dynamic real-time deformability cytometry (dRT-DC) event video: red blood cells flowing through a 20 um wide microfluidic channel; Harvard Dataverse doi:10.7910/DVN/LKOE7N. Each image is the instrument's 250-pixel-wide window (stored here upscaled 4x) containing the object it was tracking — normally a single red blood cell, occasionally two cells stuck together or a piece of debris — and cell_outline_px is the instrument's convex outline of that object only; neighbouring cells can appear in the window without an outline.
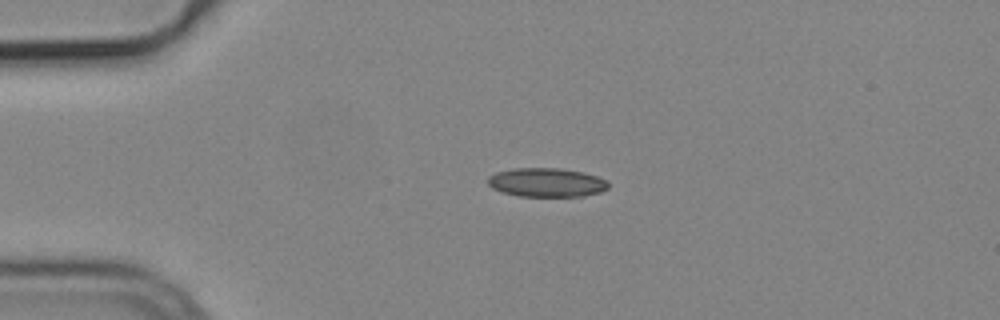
{"species": "common noctule bat (a hibernating species)", "species_latin": "Nyctalus noctula", "temperature_condition": "cold", "stored_images_in_passage": 43, "camera_frame_rate_fps": 3000, "um_per_image_px": 0.085, "animal": {"sex": "male", "body_mass_g": 19.2, "forearm_length_mm": 51.8}, "frame": {"image": 1, "passage_image": 1, "time_ms": 0.0, "image_size_px": [1000, 320], "cell_outline_px": [[608, 188], [600, 192], [584, 196], [520, 196], [504, 192], [492, 188], [488, 184], [488, 176], [496, 172], [512, 168], [560, 168], [584, 172], [608, 180]], "centroid_in_image_um": [46.47, 15.5], "position_along_channel_um": 38.5, "area_um2": 20.35}}
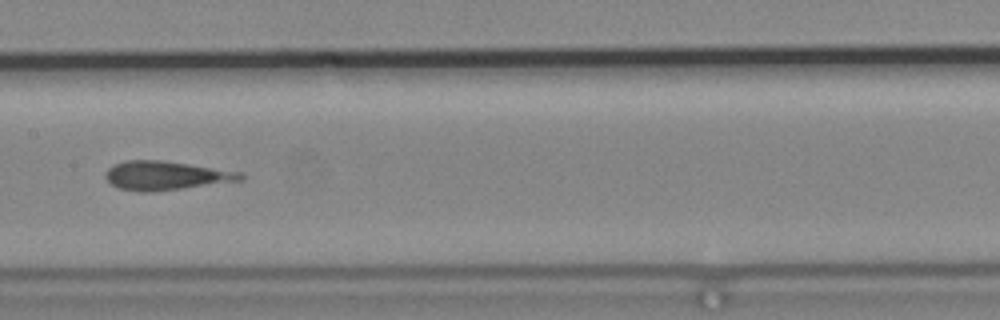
{"frame": {"image": 2, "passage_image": 16, "time_ms": 5.0, "image_size_px": [1000, 320], "cell_outline_px": [[244, 180], [152, 192], [144, 192], [120, 188], [112, 184], [104, 176], [108, 168], [112, 164], [124, 160], [160, 160], [244, 172]], "centroid_in_image_um": [14.1, 14.91], "position_along_channel_um": 193.3, "area_um2": 22.66}}
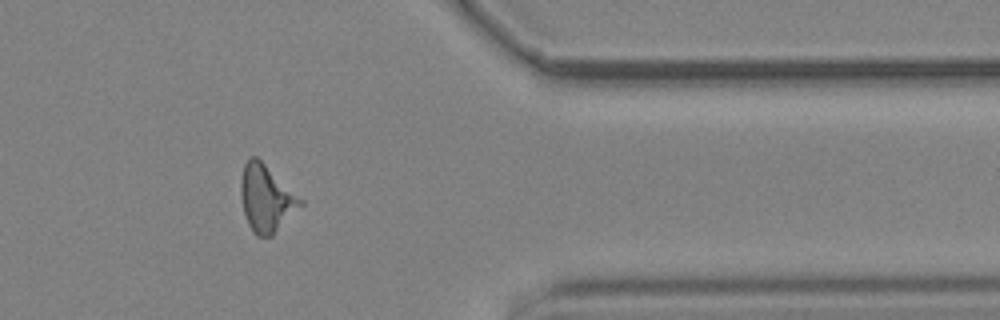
{"frame": {"image": 3, "passage_image": 33, "time_ms": 10.667, "image_size_px": [1000, 320], "cell_outline_px": [[304, 204], [272, 236], [256, 236], [252, 232], [248, 224], [244, 212], [240, 196], [240, 180], [244, 164], [252, 156], [256, 156], [304, 200]], "centroid_in_image_um": [22.63, 16.88], "position_along_channel_um": 388.8, "area_um2": 23.24}}